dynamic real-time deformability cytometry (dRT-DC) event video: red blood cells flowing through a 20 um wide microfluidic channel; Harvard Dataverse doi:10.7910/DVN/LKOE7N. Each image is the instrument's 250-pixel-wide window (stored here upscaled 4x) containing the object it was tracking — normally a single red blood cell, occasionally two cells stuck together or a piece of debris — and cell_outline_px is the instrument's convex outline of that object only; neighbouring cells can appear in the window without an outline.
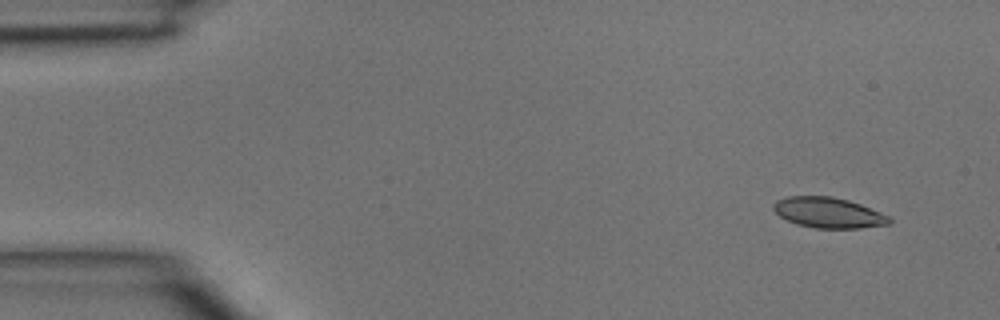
{"species": "common noctule bat (a hibernating species)", "species_latin": "Nyctalus noctula", "temperature_condition": "room temperature", "stored_images_in_passage": 6, "segment_of_instrument_passage": [2, 2], "camera_frame_rate_fps": 3000, "um_per_image_px": 0.085, "animal": {"sex": "male", "body_mass_g": 15.6}, "frame": {"image": 1, "passage_image": 6, "time_ms": 1.667, "image_size_px": [1000, 320], "cell_outline_px": [[892, 220], [888, 224], [860, 228], [816, 228], [796, 224], [780, 216], [772, 208], [772, 204], [776, 200], [788, 196], [832, 196], [848, 200], [860, 204], [880, 212], [888, 216]], "centroid_in_image_um": [70.39, 18.07], "position_along_channel_um": 14.6, "area_um2": 20.52}}